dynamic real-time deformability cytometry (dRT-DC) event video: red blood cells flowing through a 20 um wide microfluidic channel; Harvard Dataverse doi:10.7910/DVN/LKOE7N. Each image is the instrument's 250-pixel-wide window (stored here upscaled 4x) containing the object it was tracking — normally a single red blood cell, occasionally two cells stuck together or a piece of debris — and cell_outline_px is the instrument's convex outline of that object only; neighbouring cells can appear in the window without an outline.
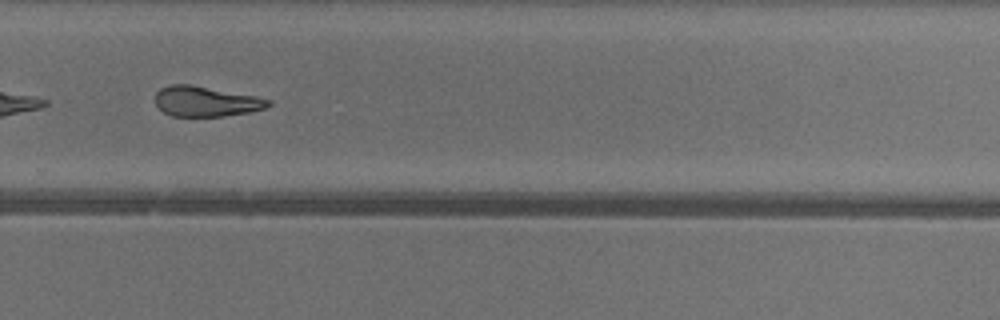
{"species": "common noctule bat (a hibernating species)", "species_latin": "Nyctalus noctula", "temperature_condition": "warm", "stored_images_in_passage": 34, "camera_frame_rate_fps": 3000, "um_per_image_px": 0.085, "animal": {"sex": "female"}, "frame": {"image": 1, "passage_image": 20, "time_ms": 6.333, "image_size_px": [1000, 320], "cell_outline_px": [[272, 104], [264, 108], [248, 112], [224, 116], [172, 116], [164, 112], [156, 104], [156, 92], [160, 88], [172, 84], [188, 84], [256, 96], [272, 100]], "centroid_in_image_um": [17.5, 8.62], "position_along_channel_um": 312.3, "area_um2": 19.71}, "authors_computed_cell_mechanics": {"area_um2": 20.9525, "velocity_mm_per_s": 4.0306, "shape_relaxation_time_tau1_ms": 6.8931, "shape_relaxation_time_tau2_ms": 4.6939, "deformation_change_tau1": 0.2004, "deformation_change_tau2": 0.1557}}